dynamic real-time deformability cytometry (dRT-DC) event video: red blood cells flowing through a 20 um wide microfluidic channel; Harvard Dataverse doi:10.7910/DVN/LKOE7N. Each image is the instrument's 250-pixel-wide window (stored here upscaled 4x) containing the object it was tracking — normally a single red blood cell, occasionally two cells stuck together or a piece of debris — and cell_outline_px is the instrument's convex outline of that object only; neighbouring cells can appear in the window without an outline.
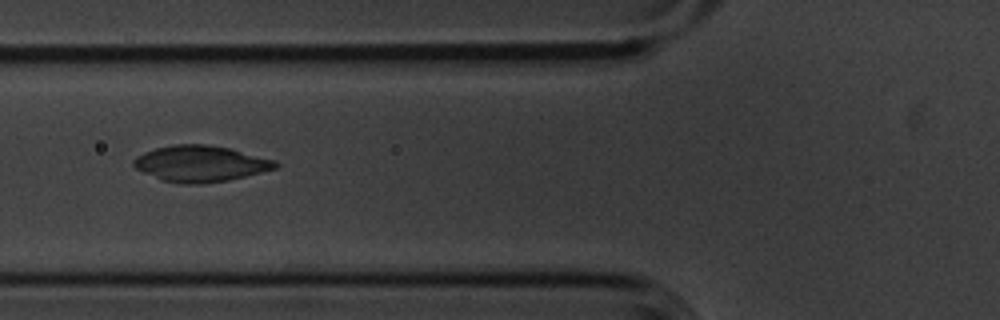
{"species": "common noctule bat (a hibernating species)", "species_latin": "Nyctalus noctula", "temperature_condition": "cold", "stored_images_in_passage": 8, "camera_frame_rate_fps": 3000, "um_per_image_px": 0.085, "animal": {"sex": "male", "body_mass_g": 20.1, "forearm_length_mm": 53.5}, "frame": {"image": 1, "passage_image": 6, "time_ms": 1.667, "image_size_px": [1000, 320], "cell_outline_px": [[280, 164], [276, 168], [228, 180], [200, 184], [180, 184], [160, 180], [136, 168], [132, 164], [132, 160], [136, 156], [144, 152], [156, 148], [172, 144], [208, 144], [232, 148], [276, 160]], "centroid_in_image_um": [17.03, 13.9], "position_along_channel_um": 108.8, "area_um2": 30.06}}
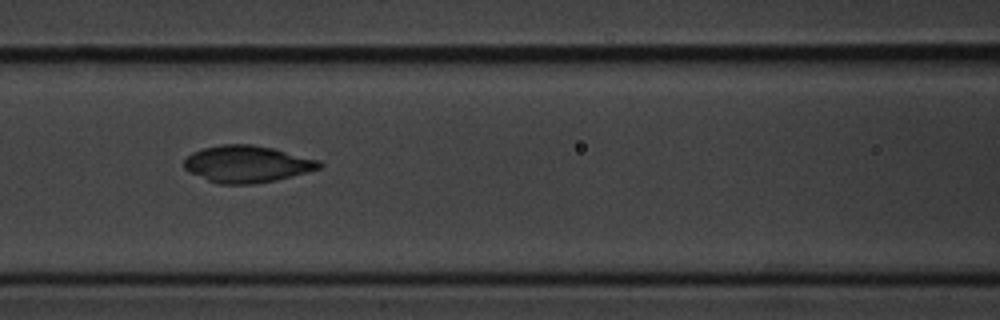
{"frame": {"image": 2, "passage_image": 7, "time_ms": 2.0, "image_size_px": [1000, 320], "cell_outline_px": [[324, 164], [320, 168], [292, 176], [256, 184], [220, 184], [208, 180], [188, 172], [184, 168], [184, 160], [192, 152], [204, 148], [220, 144], [252, 144], [272, 148], [320, 160]], "centroid_in_image_um": [20.99, 13.94], "position_along_channel_um": 145.6, "area_um2": 29.02}}
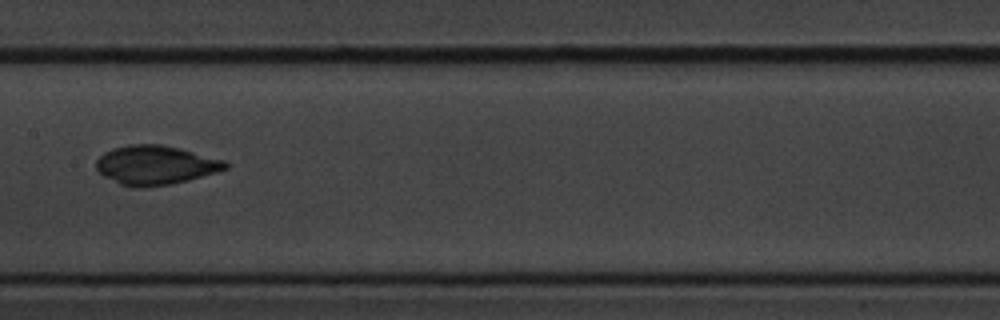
{"frame": {"image": 3, "passage_image": 8, "time_ms": 2.333, "image_size_px": [1000, 320], "cell_outline_px": [[228, 168], [216, 172], [188, 180], [172, 184], [140, 188], [132, 188], [120, 184], [104, 176], [96, 168], [96, 160], [104, 152], [112, 148], [132, 144], [160, 144], [180, 148], [224, 160], [228, 164]], "centroid_in_image_um": [13.2, 14.04], "position_along_channel_um": 194.2, "area_um2": 29.48}}